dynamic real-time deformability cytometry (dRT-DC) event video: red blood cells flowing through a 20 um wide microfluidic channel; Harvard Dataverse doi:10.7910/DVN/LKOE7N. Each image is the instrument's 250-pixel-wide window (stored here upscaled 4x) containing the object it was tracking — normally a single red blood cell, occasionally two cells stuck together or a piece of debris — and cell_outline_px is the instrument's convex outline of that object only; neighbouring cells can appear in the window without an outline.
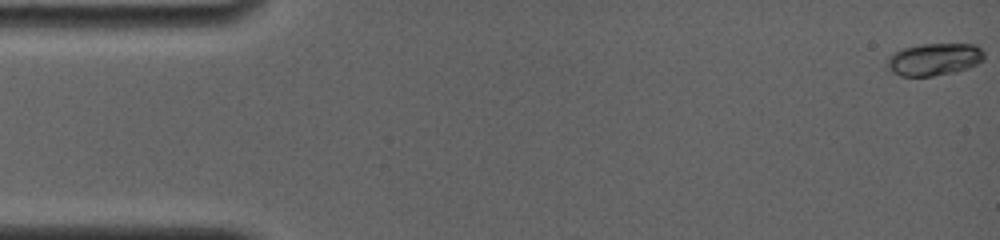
{"species": "common noctule bat (a hibernating species)", "species_latin": "Nyctalus noctula", "temperature_condition": "room temperature", "stored_images_in_passage": 35, "camera_frame_rate_fps": 4000, "um_per_image_px": 0.085, "animal": {"sex": "female", "body_mass_g": 19.0, "forearm_length_mm": 56.7}, "frame": {"image": 1, "passage_image": 1, "time_ms": 0.0, "image_size_px": [1000, 240], "cell_outline_px": [[984, 60], [968, 68], [952, 72], [932, 76], [900, 76], [892, 72], [884, 64], [888, 56], [892, 52], [904, 48], [920, 44], [976, 44], [984, 52]], "centroid_in_image_um": [79.36, 5.04], "position_along_channel_um": 5.6, "area_um2": 18.44}}
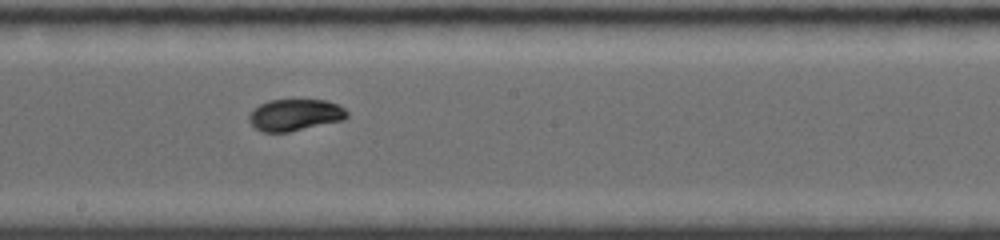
{"frame": {"image": 2, "passage_image": 20, "time_ms": 9.25, "image_size_px": [1000, 240], "cell_outline_px": [[348, 116], [344, 120], [288, 132], [264, 132], [256, 128], [248, 120], [248, 116], [260, 104], [268, 100], [328, 100], [340, 104], [348, 112]], "centroid_in_image_um": [25.12, 9.76], "position_along_channel_um": 223.1, "area_um2": 18.09}}
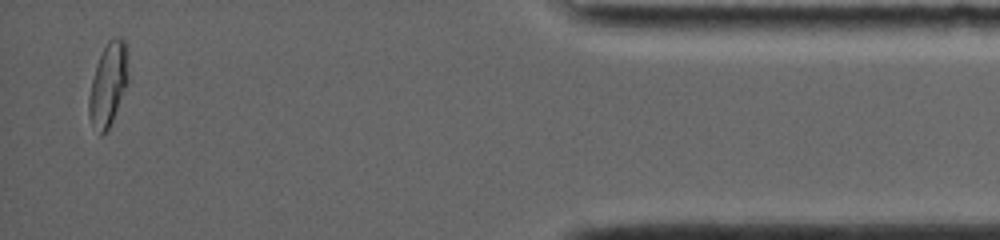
{"frame": {"image": 3, "passage_image": 34, "time_ms": 16.0, "image_size_px": [1000, 240], "cell_outline_px": [[128, 80], [112, 120], [108, 128], [100, 136], [88, 116], [88, 100], [92, 80], [96, 64], [108, 40], [112, 36], [120, 36], [124, 40], [128, 48]], "centroid_in_image_um": [9.21, 7.09], "position_along_channel_um": 426.0, "area_um2": 18.96}, "authors_computed_cell_mechanics": {"area_um2": 18.4382, "velocity_mm_per_s": 3.7984, "shape_relaxation_time_tau1_ms": 7.5778, "shape_relaxation_time_tau2_ms": null, "deformation_change_tau1": 0.2182, "deformation_change_tau2": null}}